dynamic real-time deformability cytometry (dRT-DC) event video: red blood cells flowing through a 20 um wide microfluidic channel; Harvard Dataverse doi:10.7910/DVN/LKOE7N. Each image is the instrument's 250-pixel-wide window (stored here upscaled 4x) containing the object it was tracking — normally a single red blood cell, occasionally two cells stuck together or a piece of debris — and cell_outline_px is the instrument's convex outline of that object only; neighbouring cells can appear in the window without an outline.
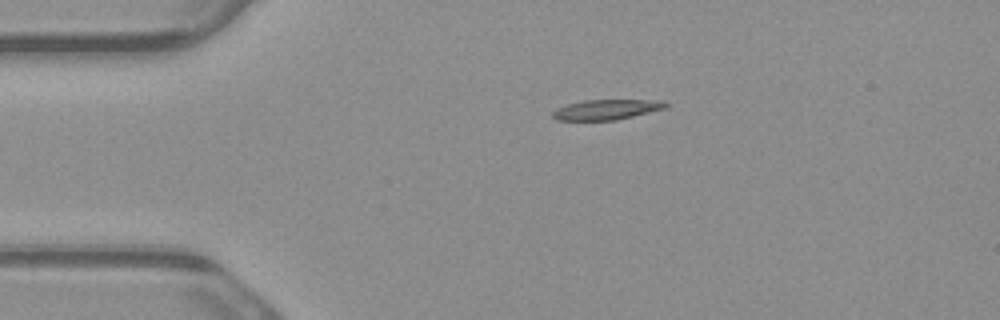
{"species": "common noctule bat (a hibernating species)", "species_latin": "Nyctalus noctula", "temperature_condition": "warm", "stored_images_in_passage": 4, "camera_frame_rate_fps": 3000, "um_per_image_px": 0.085, "animal": {"sex": "male", "body_mass_g": 23.1, "forearm_length_mm": 52.7}, "frame": {"image": 1, "passage_image": 3, "time_ms": 0.667, "image_size_px": [1000, 320], "cell_outline_px": [[668, 104], [664, 108], [616, 120], [556, 120], [552, 116], [552, 112], [556, 108], [568, 104], [584, 100], [660, 100]], "centroid_in_image_um": [51.49, 9.31], "position_along_channel_um": 33.5, "area_um2": 13.06}}
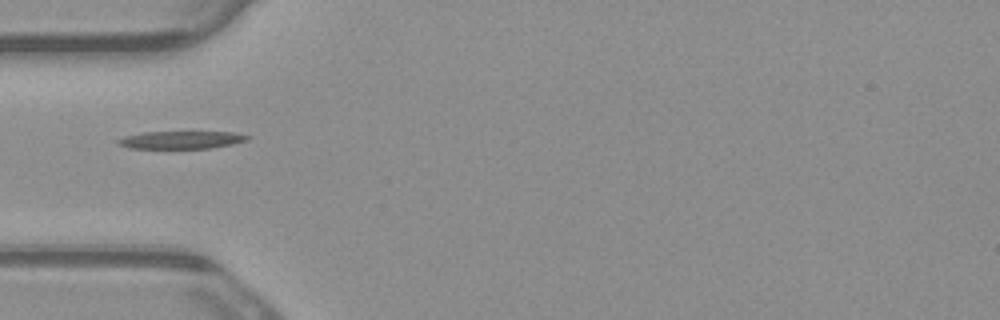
{"frame": {"image": 2, "passage_image": 4, "time_ms": 1.0, "image_size_px": [1000, 320], "cell_outline_px": [[252, 136], [248, 140], [232, 144], [208, 148], [128, 148], [120, 144], [116, 140], [124, 136], [144, 132], [232, 132]], "centroid_in_image_um": [15.42, 11.88], "position_along_channel_um": 69.6, "area_um2": 13.18}}